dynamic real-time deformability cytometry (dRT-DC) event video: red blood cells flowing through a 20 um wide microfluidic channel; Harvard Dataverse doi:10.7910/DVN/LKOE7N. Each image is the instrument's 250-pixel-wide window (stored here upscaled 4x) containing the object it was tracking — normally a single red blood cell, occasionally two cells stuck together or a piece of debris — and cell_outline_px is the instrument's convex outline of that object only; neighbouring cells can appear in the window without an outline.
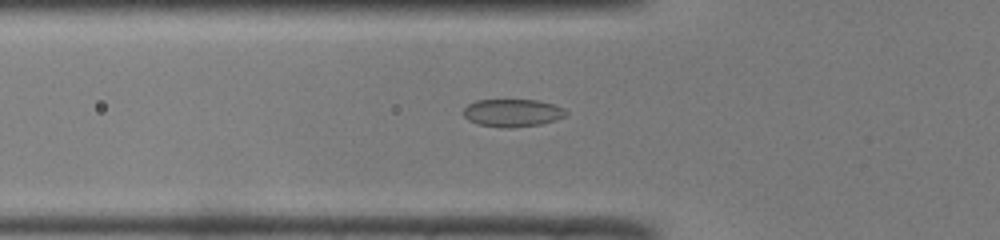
{"species": "common noctule bat (a hibernating species)", "species_latin": "Nyctalus noctula", "temperature_condition": "room temperature", "stored_images_in_passage": 45, "camera_frame_rate_fps": 3000, "um_per_image_px": 0.085, "animal": {"sex": "male", "body_mass_g": 19.0, "forearm_length_mm": 50.8}, "frame": {"image": 1, "passage_image": 17, "time_ms": 5.333, "image_size_px": [1000, 240], "cell_outline_px": [[568, 116], [556, 120], [540, 124], [512, 128], [504, 128], [480, 124], [468, 120], [464, 116], [464, 108], [468, 104], [476, 100], [540, 100], [564, 108], [568, 112]], "centroid_in_image_um": [43.6, 9.59], "position_along_channel_um": 82.2, "area_um2": 16.65}}
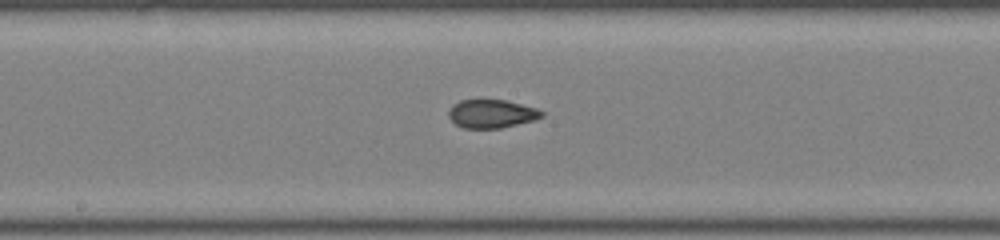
{"frame": {"image": 2, "passage_image": 26, "time_ms": 8.333, "image_size_px": [1000, 240], "cell_outline_px": [[544, 116], [532, 120], [500, 128], [464, 128], [456, 124], [448, 116], [448, 112], [452, 104], [460, 100], [504, 100], [536, 108], [544, 112]], "centroid_in_image_um": [41.75, 9.66], "position_along_channel_um": 206.4, "area_um2": 15.2}}
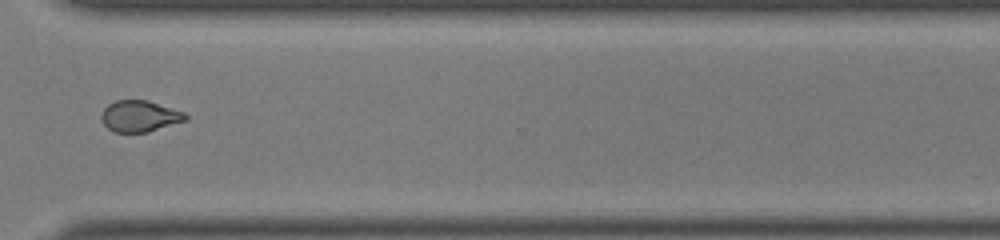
{"frame": {"image": 3, "passage_image": 37, "time_ms": 12.0, "image_size_px": [1000, 240], "cell_outline_px": [[188, 120], [148, 132], [116, 132], [108, 128], [104, 124], [100, 116], [104, 108], [108, 104], [116, 100], [148, 100], [184, 112], [188, 116]], "centroid_in_image_um": [11.89, 9.87], "position_along_channel_um": 358.7, "area_um2": 15.37}}